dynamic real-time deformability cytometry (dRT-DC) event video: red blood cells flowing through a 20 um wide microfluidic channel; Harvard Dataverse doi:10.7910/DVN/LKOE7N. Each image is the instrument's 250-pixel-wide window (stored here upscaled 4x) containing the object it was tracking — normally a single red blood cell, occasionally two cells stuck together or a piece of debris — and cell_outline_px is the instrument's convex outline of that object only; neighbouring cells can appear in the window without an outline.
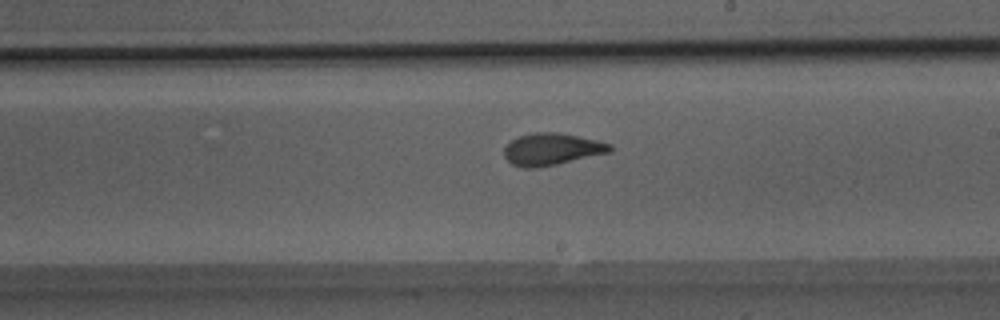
{"species": "Egyptian fruit bat (a non-hibernating species)", "species_latin": "Rousettus aegyptiacus", "temperature_condition": "room temperature", "stored_images_in_passage": 32, "camera_frame_rate_fps": 3000, "um_per_image_px": 0.085, "animal": {"sex": "male"}, "frame": {"image": 1, "passage_image": 17, "time_ms": 5.333, "image_size_px": [1000, 320], "cell_outline_px": [[612, 152], [556, 164], [536, 168], [524, 168], [512, 164], [504, 156], [504, 148], [512, 140], [520, 136], [536, 132], [556, 132], [596, 140], [612, 144]], "centroid_in_image_um": [46.91, 12.69], "position_along_channel_um": 242.1, "area_um2": 19.54}, "authors_computed_cell_mechanics": {"area_um2": 19.3919, "velocity_mm_per_s": 4.1184, "shape_relaxation_time_tau1_ms": 4.6085, "shape_relaxation_time_tau2_ms": 1.2744, "deformation_change_tau1": 0.1938, "deformation_change_tau2": 0.0893}}